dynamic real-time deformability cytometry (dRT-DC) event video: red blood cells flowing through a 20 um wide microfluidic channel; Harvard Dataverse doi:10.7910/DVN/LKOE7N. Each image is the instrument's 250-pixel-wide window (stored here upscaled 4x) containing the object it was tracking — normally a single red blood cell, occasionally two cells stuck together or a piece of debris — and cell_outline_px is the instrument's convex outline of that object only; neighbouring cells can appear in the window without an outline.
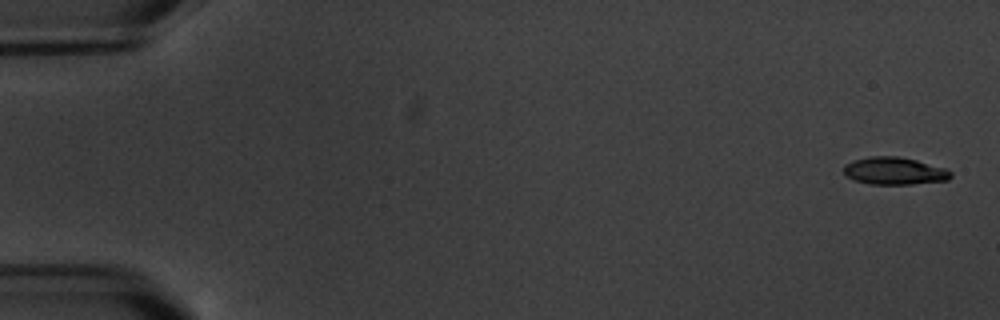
{"species": "common noctule bat (a hibernating species)", "species_latin": "Nyctalus noctula", "temperature_condition": "warm", "stored_images_in_passage": 16, "camera_frame_rate_fps": 3000, "um_per_image_px": 0.085, "animal": {"sex": "male", "body_mass_g": 20.1, "forearm_length_mm": 53.5}, "frame": {"image": 1, "passage_image": 1, "time_ms": 0.0, "image_size_px": [1000, 320], "cell_outline_px": [[952, 176], [948, 180], [912, 184], [872, 184], [856, 180], [848, 176], [844, 172], [844, 164], [852, 160], [872, 156], [896, 156], [916, 160], [944, 168], [952, 172]], "centroid_in_image_um": [76.03, 14.52], "position_along_channel_um": 9.0, "area_um2": 16.94}}
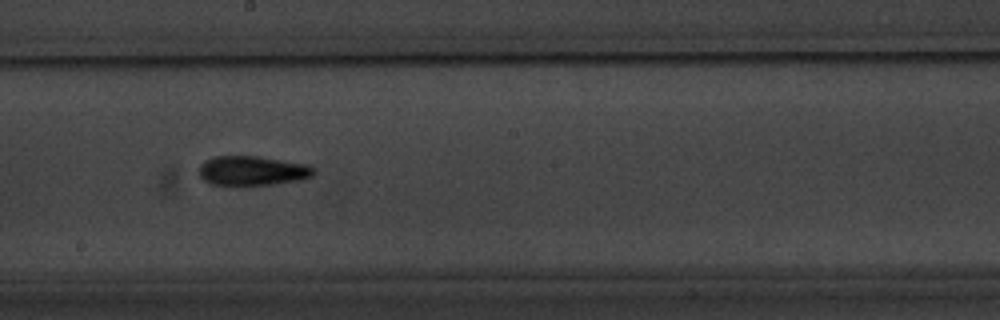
{"frame": {"image": 2, "passage_image": 10, "time_ms": 10.667, "image_size_px": [1000, 320], "cell_outline_px": [[316, 172], [312, 176], [304, 180], [272, 184], [212, 184], [204, 180], [200, 176], [200, 164], [204, 160], [212, 156], [256, 156], [308, 164], [316, 168]], "centroid_in_image_um": [21.5, 14.49], "position_along_channel_um": 226.7, "area_um2": 19.71}}
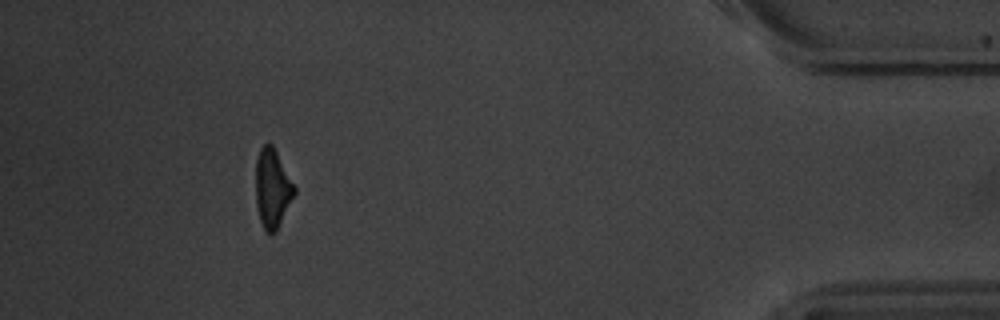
{"frame": {"image": 3, "passage_image": 16, "time_ms": 17.667, "image_size_px": [1000, 320], "cell_outline_px": [[296, 192], [276, 232], [264, 232], [260, 220], [256, 204], [256, 160], [260, 148], [264, 144], [272, 144], [296, 188]], "centroid_in_image_um": [23.15, 16.03], "position_along_channel_um": 412.1, "area_um2": 17.63}, "authors_computed_cell_mechanics": {"area_um2": 18.4093, "velocity_mm_per_s": 3.4297, "shape_relaxation_time_tau1_ms": 3.6757, "shape_relaxation_time_tau2_ms": 3.3655, "deformation_change_tau1": 0.119, "deformation_change_tau2": 0.1098}}